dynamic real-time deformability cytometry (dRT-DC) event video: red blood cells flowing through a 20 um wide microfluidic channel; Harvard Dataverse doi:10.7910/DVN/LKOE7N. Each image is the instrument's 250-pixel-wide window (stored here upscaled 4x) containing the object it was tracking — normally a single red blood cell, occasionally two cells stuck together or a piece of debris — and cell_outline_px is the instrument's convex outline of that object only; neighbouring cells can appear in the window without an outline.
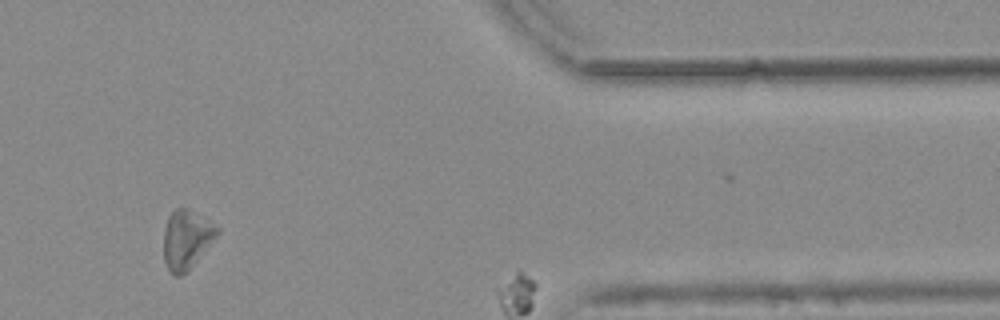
{"species": "common noctule bat (a hibernating species)", "species_latin": "Nyctalus noctula", "temperature_condition": "warm", "stored_images_in_passage": 48, "camera_frame_rate_fps": 3000, "um_per_image_px": 0.085, "animal": {"sex": "female", "body_mass_g": 25.1}, "frame": {"image": 1, "passage_image": 47, "time_ms": 15.333, "image_size_px": [1000, 320], "cell_outline_px": [[220, 232], [188, 272], [180, 276], [176, 276], [168, 268], [164, 260], [164, 228], [168, 216], [176, 208], [184, 208], [220, 228]], "centroid_in_image_um": [15.84, 20.39], "position_along_channel_um": 395.6, "area_um2": 18.03}}